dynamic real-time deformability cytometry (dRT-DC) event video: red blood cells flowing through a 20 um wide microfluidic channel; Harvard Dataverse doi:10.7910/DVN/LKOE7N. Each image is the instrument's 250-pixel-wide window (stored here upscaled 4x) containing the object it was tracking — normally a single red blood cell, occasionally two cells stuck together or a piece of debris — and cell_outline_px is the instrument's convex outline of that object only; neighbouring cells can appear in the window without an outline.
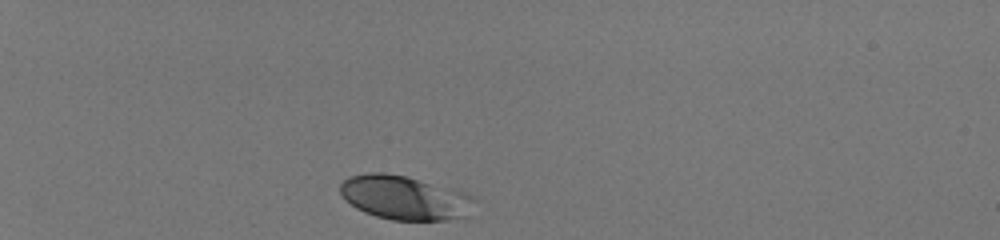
{"species": "human", "species_latin": "Homo sapiens", "temperature_condition": "room temperature", "stored_images_in_passage": 33, "camera_frame_rate_fps": 3000, "um_per_image_px": 0.085, "donor": {"sex": "male"}, "frame": {"image": 1, "passage_image": 1, "time_ms": 0.0, "image_size_px": [1000, 240], "cell_outline_px": [[476, 200], [464, 216], [448, 220], [392, 220], [376, 216], [364, 212], [356, 208], [344, 200], [340, 192], [340, 184], [348, 176], [368, 172], [384, 172], [408, 176], [464, 192], [472, 196]], "centroid_in_image_um": [34.33, 16.79], "position_along_channel_um": 50.7, "area_um2": 34.51}}
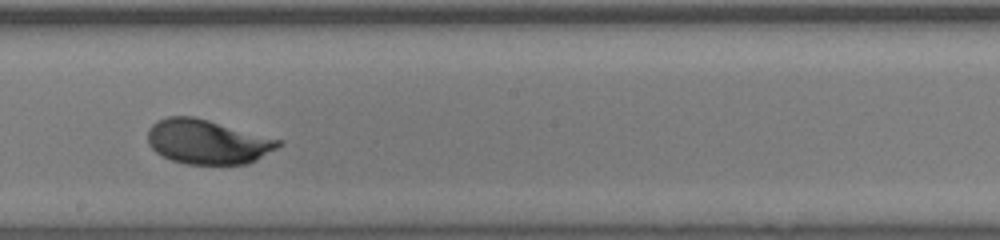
{"frame": {"image": 2, "passage_image": 19, "time_ms": 6.0, "image_size_px": [1000, 240], "cell_outline_px": [[284, 144], [256, 160], [248, 164], [184, 164], [172, 160], [156, 152], [148, 144], [148, 128], [156, 120], [168, 116], [192, 116], [208, 120], [284, 140]], "centroid_in_image_um": [17.65, 12.05], "position_along_channel_um": 230.6, "area_um2": 34.04}}
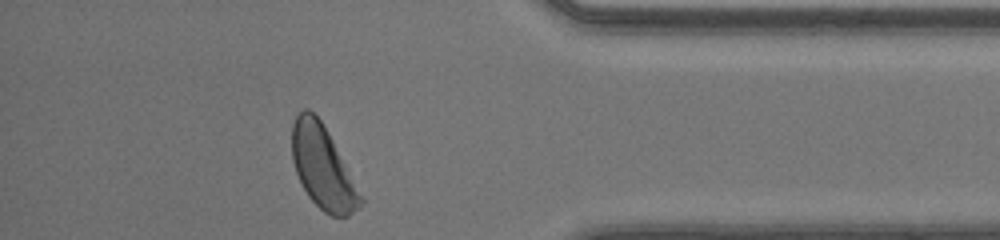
{"frame": {"image": 3, "passage_image": 33, "time_ms": 10.667, "image_size_px": [1000, 240], "cell_outline_px": [[364, 200], [360, 208], [348, 216], [332, 216], [324, 212], [308, 196], [296, 172], [292, 160], [292, 124], [296, 116], [304, 108], [308, 108], [320, 120], [332, 140]], "centroid_in_image_um": [27.42, 14.24], "position_along_channel_um": 407.8, "area_um2": 32.43}, "authors_computed_cell_mechanics": {"area_um2": 33.813, "velocity_mm_per_s": 4.0824, "shape_relaxation_time_tau1_ms": 2.9085, "shape_relaxation_time_tau2_ms": null, "deformation_change_tau1": 0.1221, "deformation_change_tau2": null}}